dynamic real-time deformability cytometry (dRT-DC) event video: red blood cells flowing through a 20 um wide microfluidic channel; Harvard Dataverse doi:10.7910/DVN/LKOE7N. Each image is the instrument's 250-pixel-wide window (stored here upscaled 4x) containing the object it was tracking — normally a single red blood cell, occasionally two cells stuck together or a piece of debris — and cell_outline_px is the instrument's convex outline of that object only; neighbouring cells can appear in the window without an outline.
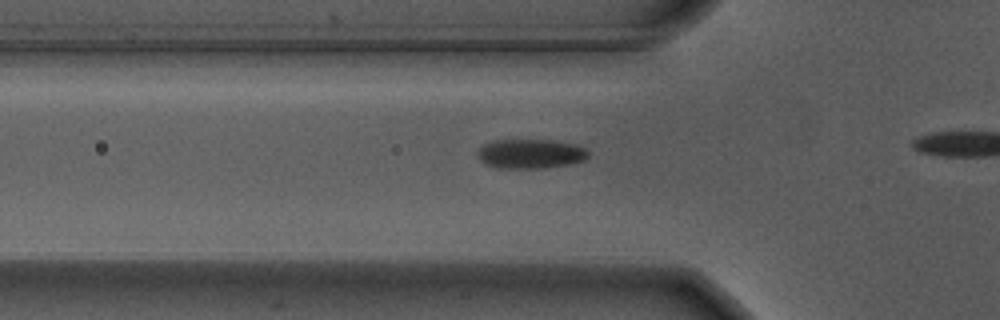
{"species": "Egyptian fruit bat (a non-hibernating species)", "species_latin": "Rousettus aegyptiacus", "temperature_condition": "warm", "stored_images_in_passage": 21, "camera_frame_rate_fps": 3000, "um_per_image_px": 0.085, "animal": {"sex": "male"}, "frame": {"image": 1, "passage_image": 12, "time_ms": 3.667, "image_size_px": [1000, 320], "cell_outline_px": [[588, 156], [584, 160], [568, 164], [544, 168], [492, 168], [484, 164], [476, 156], [476, 152], [484, 144], [492, 140], [552, 140], [576, 144], [584, 148], [588, 152]], "centroid_in_image_um": [45.03, 13.07], "position_along_channel_um": 80.8, "area_um2": 19.19}}
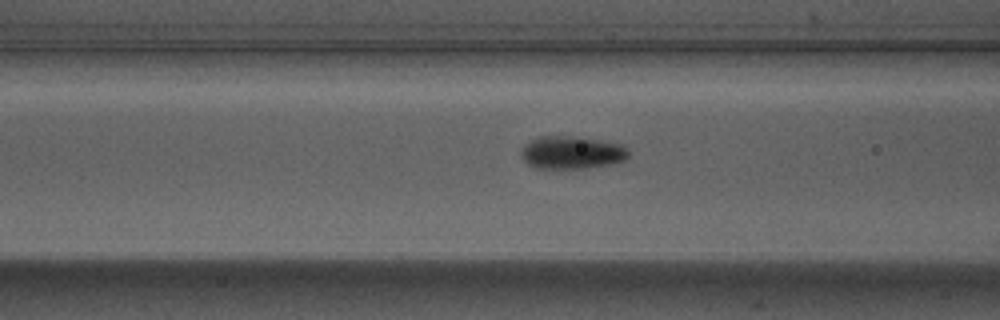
{"frame": {"image": 2, "passage_image": 15, "time_ms": 4.667, "image_size_px": [1000, 320], "cell_outline_px": [[628, 156], [624, 160], [612, 164], [584, 168], [536, 168], [528, 164], [520, 156], [520, 152], [524, 144], [540, 136], [564, 136], [596, 140], [624, 144], [628, 148]], "centroid_in_image_um": [48.59, 12.97], "position_along_channel_um": 118.0, "area_um2": 20.4}}
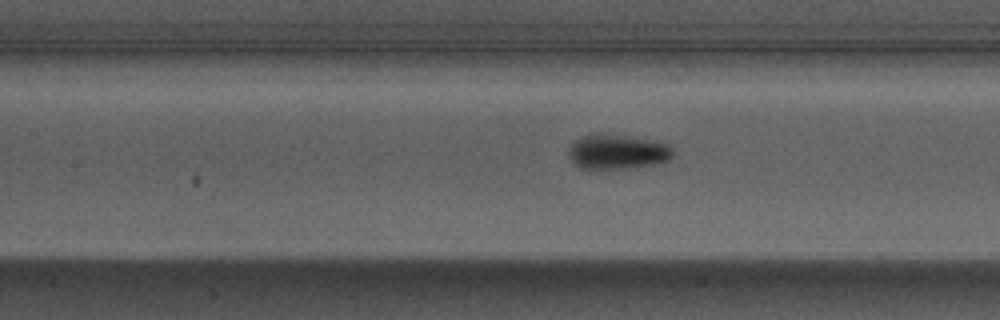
{"frame": {"image": 3, "passage_image": 18, "time_ms": 5.667, "image_size_px": [1000, 320], "cell_outline_px": [[672, 156], [668, 160], [660, 164], [632, 168], [588, 172], [580, 168], [568, 156], [568, 148], [576, 140], [592, 132], [604, 132], [668, 144], [672, 148]], "centroid_in_image_um": [52.41, 12.94], "position_along_channel_um": 155.0, "area_um2": 21.91}}